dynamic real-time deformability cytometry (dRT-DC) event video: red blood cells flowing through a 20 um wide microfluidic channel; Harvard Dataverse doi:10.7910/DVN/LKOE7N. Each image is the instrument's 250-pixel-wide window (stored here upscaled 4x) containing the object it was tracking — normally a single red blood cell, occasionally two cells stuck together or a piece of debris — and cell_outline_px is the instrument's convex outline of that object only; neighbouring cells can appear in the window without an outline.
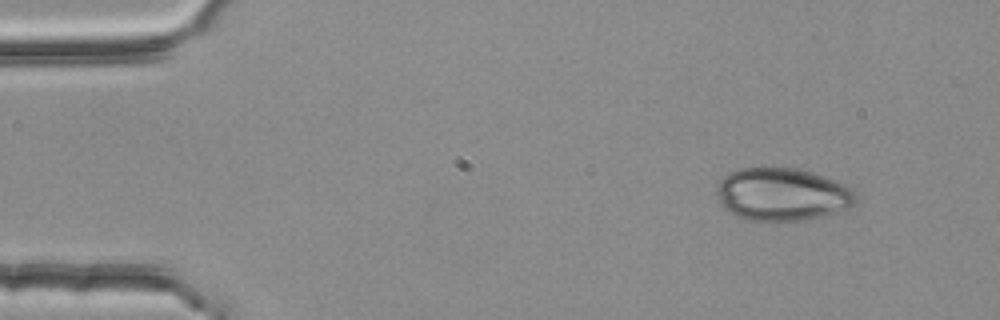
{"species": "common noctule bat (a hibernating species)", "species_latin": "Nyctalus noctula", "temperature_condition": "room temperature", "stored_images_in_passage": 5, "camera_frame_rate_fps": 3000, "um_per_image_px": 0.085, "animal": {"sex": "female", "body_mass_g": 25.1}, "frame": {"image": 1, "passage_image": 1, "time_ms": 0.0, "image_size_px": [1000, 320], "cell_outline_px": [[856, 204], [848, 208], [836, 212], [804, 220], [748, 220], [736, 216], [724, 208], [720, 204], [716, 192], [716, 184], [728, 172], [740, 168], [796, 168], [812, 172], [844, 184], [852, 188], [856, 196]], "centroid_in_image_um": [66.46, 16.51], "position_along_channel_um": 18.5, "area_um2": 42.77}}
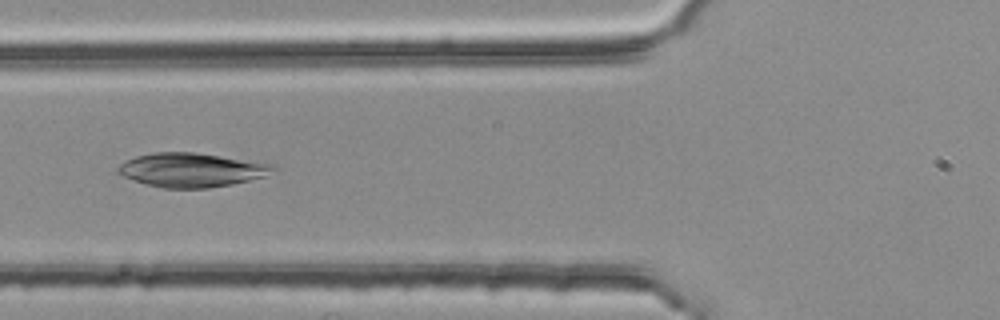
{"frame": {"image": 2, "passage_image": 5, "time_ms": 1.333, "image_size_px": [1000, 320], "cell_outline_px": [[280, 168], [264, 176], [232, 184], [208, 188], [164, 188], [148, 184], [120, 176], [116, 172], [116, 168], [124, 160], [136, 156], [152, 152], [196, 152], [272, 164]], "centroid_in_image_um": [16.24, 14.44], "position_along_channel_um": 109.6, "area_um2": 30.81}}